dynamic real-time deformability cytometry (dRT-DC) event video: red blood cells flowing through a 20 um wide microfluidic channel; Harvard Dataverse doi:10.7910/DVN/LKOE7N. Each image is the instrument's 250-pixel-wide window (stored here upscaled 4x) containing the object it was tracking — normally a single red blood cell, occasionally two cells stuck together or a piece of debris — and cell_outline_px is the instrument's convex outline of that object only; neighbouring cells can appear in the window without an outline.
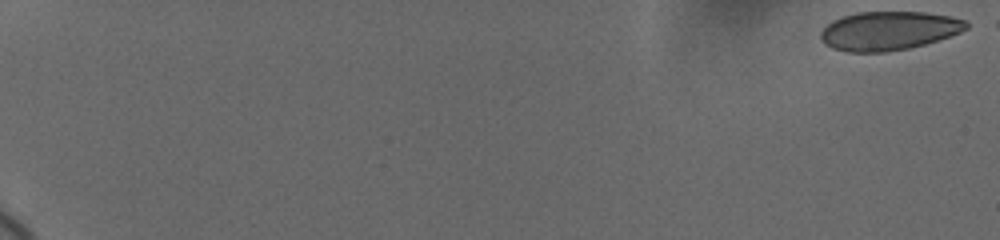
{"species": "human", "species_latin": "Homo sapiens", "temperature_condition": "cold", "stored_images_in_passage": 13, "camera_frame_rate_fps": 3000, "um_per_image_px": 0.085, "donor": {"sex": "female"}, "frame": {"image": 1, "passage_image": 1, "time_ms": 0.0, "image_size_px": [1000, 240], "cell_outline_px": [[968, 28], [960, 32], [924, 44], [908, 48], [884, 52], [848, 52], [832, 48], [824, 44], [820, 40], [820, 32], [832, 20], [856, 12], [924, 12], [952, 16], [964, 20], [968, 24]], "centroid_in_image_um": [75.5, 2.61], "position_along_channel_um": 9.5, "area_um2": 32.83}}